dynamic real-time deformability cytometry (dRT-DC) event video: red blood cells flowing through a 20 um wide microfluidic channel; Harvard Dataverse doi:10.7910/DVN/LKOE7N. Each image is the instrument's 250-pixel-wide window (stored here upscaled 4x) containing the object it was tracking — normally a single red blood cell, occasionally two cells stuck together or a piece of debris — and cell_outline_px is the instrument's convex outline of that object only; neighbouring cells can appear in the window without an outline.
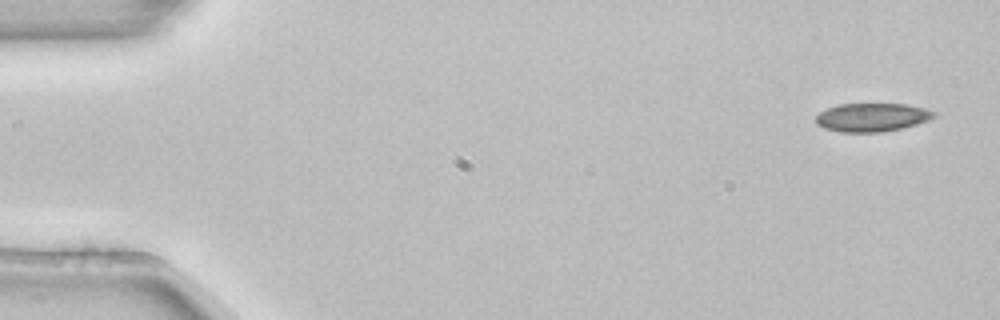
{"species": "common noctule bat (a hibernating species)", "species_latin": "Nyctalus noctula", "temperature_condition": "room temperature", "stored_images_in_passage": 4, "camera_frame_rate_fps": 3000, "um_per_image_px": 0.085, "animal": {"sex": "female", "body_mass_g": 22.7, "forearm_length_mm": 54.2}, "frame": {"image": 1, "passage_image": 1, "time_ms": 0.0, "image_size_px": [1000, 320], "cell_outline_px": [[936, 116], [928, 120], [916, 124], [900, 128], [880, 132], [840, 132], [824, 128], [816, 124], [816, 116], [820, 112], [828, 108], [840, 104], [908, 104], [924, 108], [936, 112]], "centroid_in_image_um": [74.12, 9.97], "position_along_channel_um": 10.9, "area_um2": 19.48}}
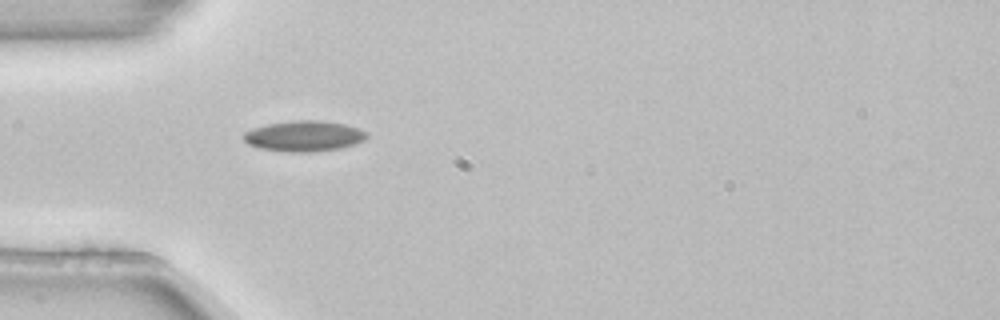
{"frame": {"image": 2, "passage_image": 4, "time_ms": 1.0, "image_size_px": [1000, 320], "cell_outline_px": [[368, 136], [364, 140], [340, 148], [312, 152], [284, 152], [260, 148], [248, 144], [244, 140], [244, 132], [252, 128], [268, 124], [292, 120], [320, 120], [344, 124], [360, 128], [368, 132]], "centroid_in_image_um": [25.84, 11.56], "position_along_channel_um": 59.2, "area_um2": 22.08}}